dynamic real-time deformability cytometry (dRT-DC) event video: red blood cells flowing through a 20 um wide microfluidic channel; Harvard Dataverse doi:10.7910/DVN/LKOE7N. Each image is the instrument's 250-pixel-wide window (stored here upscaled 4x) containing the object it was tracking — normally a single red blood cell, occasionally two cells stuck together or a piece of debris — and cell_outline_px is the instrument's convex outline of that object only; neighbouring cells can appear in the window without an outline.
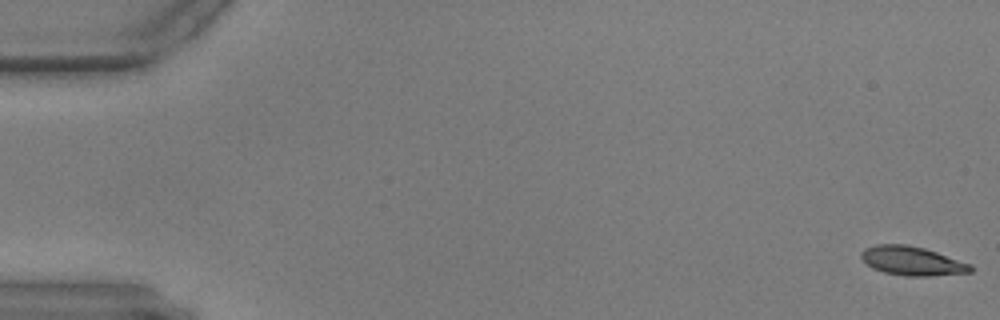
{"species": "common noctule bat (a hibernating species)", "species_latin": "Nyctalus noctula", "temperature_condition": "warm", "stored_images_in_passage": 58, "camera_frame_rate_fps": 3000, "um_per_image_px": 0.085, "animal": {"sex": "male", "body_mass_g": 17.9, "forearm_length_mm": 54.2}, "frame": {"image": 1, "passage_image": 1, "time_ms": 0.0, "image_size_px": [1000, 320], "cell_outline_px": [[972, 272], [928, 276], [904, 276], [884, 272], [872, 268], [860, 256], [860, 252], [864, 248], [876, 244], [908, 244], [924, 248], [972, 264]], "centroid_in_image_um": [77.51, 22.17], "position_along_channel_um": 7.5, "area_um2": 18.5}}
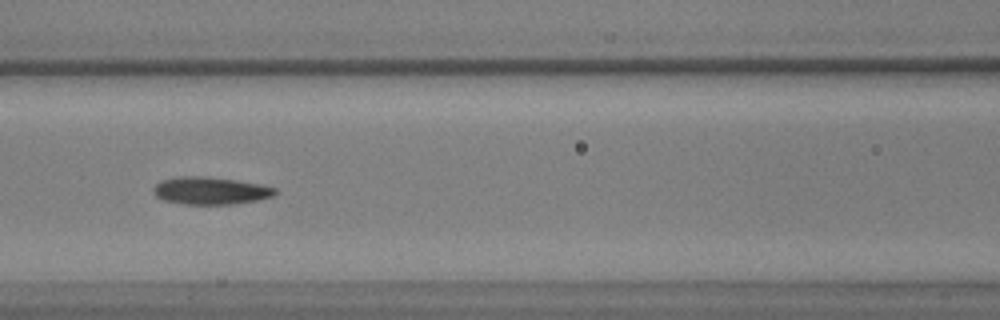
{"frame": {"image": 2, "passage_image": 26, "time_ms": 8.333, "image_size_px": [1000, 320], "cell_outline_px": [[276, 192], [272, 196], [256, 200], [232, 204], [184, 204], [164, 200], [156, 196], [152, 192], [152, 188], [160, 180], [176, 176], [208, 176], [236, 180], [260, 184], [276, 188]], "centroid_in_image_um": [17.83, 16.19], "position_along_channel_um": 148.8, "area_um2": 19.54}}
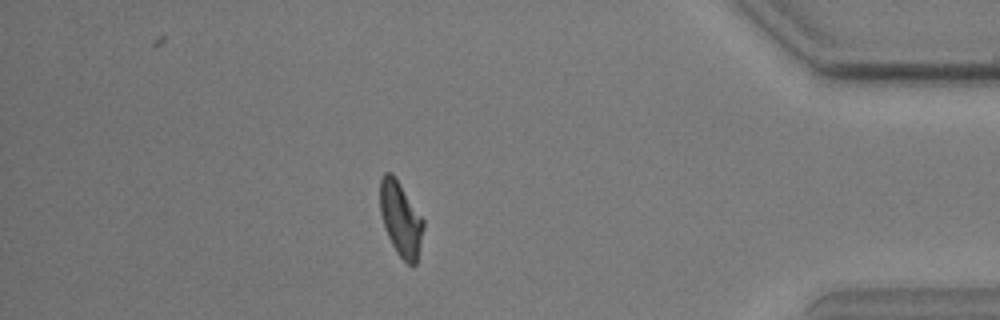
{"frame": {"image": 3, "passage_image": 51, "time_ms": 16.667, "image_size_px": [1000, 320], "cell_outline_px": [[424, 228], [416, 264], [408, 264], [396, 252], [388, 236], [380, 212], [380, 180], [384, 172], [392, 172], [424, 220]], "centroid_in_image_um": [34.06, 18.6], "position_along_channel_um": 401.1, "area_um2": 18.55}}